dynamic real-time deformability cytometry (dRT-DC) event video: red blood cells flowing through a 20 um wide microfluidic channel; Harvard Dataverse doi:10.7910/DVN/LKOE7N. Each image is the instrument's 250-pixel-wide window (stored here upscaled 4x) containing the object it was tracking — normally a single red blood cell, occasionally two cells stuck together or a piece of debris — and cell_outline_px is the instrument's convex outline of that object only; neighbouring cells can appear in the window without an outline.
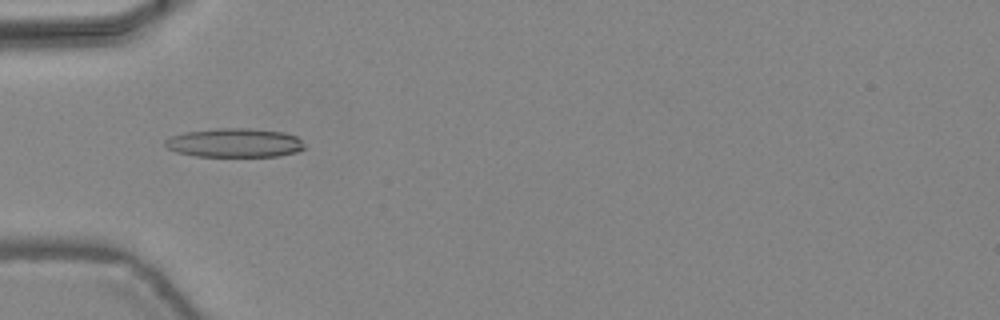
{"species": "common noctule bat (a hibernating species)", "species_latin": "Nyctalus noctula", "temperature_condition": "warm", "stored_images_in_passage": 46, "camera_frame_rate_fps": 3000, "um_per_image_px": 0.085, "animal": {"sex": "female", "body_mass_g": 24.6, "forearm_length_mm": 56.2}, "frame": {"image": 1, "passage_image": 15, "time_ms": 4.667, "image_size_px": [1000, 320], "cell_outline_px": [[304, 148], [296, 152], [280, 156], [196, 156], [176, 152], [168, 148], [164, 144], [164, 140], [172, 136], [184, 132], [216, 128], [252, 128], [284, 132], [296, 136], [304, 144]], "centroid_in_image_um": [19.93, 12.13], "position_along_channel_um": 65.1, "area_um2": 23.58}}
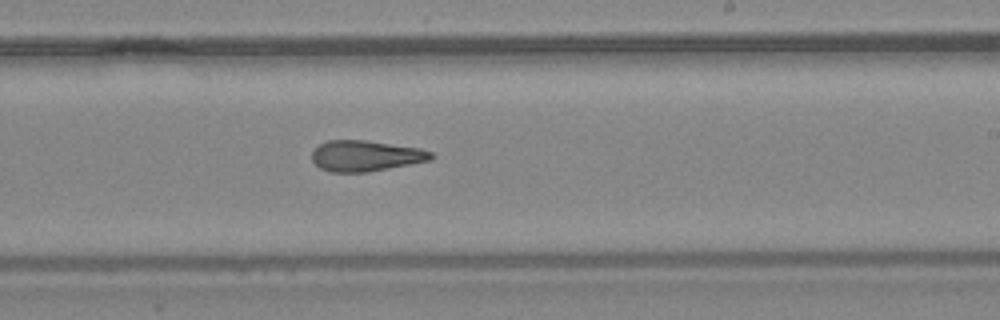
{"frame": {"image": 2, "passage_image": 28, "time_ms": 9.0, "image_size_px": [1000, 320], "cell_outline_px": [[436, 156], [432, 160], [368, 172], [328, 172], [320, 168], [312, 160], [312, 152], [320, 144], [328, 140], [364, 140], [420, 148], [432, 152]], "centroid_in_image_um": [31.1, 13.25], "position_along_channel_um": 257.9, "area_um2": 21.44}}
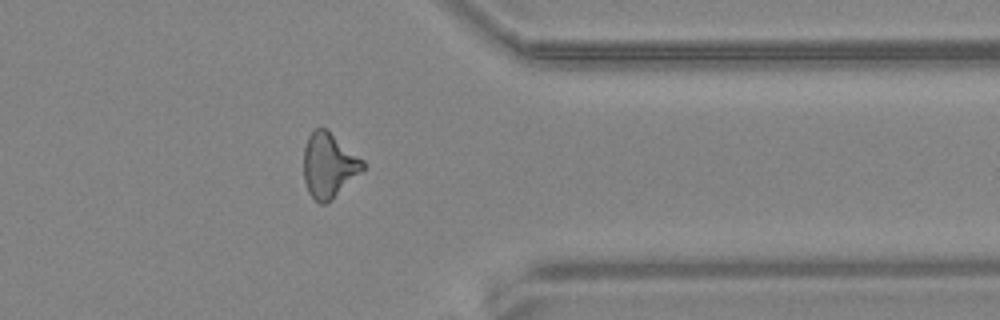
{"frame": {"image": 3, "passage_image": 37, "time_ms": 12.0, "image_size_px": [1000, 320], "cell_outline_px": [[364, 168], [332, 200], [324, 204], [320, 204], [308, 192], [304, 180], [304, 148], [308, 136], [316, 128], [328, 128], [364, 160]], "centroid_in_image_um": [27.95, 14.03], "position_along_channel_um": 383.5, "area_um2": 22.37}, "authors_computed_cell_mechanics": {"area_um2": 22.3686, "velocity_mm_per_s": 4.4874, "shape_relaxation_time_tau1_ms": null, "shape_relaxation_time_tau2_ms": 3.4865, "deformation_change_tau1": null, "deformation_change_tau2": 0.1496}}